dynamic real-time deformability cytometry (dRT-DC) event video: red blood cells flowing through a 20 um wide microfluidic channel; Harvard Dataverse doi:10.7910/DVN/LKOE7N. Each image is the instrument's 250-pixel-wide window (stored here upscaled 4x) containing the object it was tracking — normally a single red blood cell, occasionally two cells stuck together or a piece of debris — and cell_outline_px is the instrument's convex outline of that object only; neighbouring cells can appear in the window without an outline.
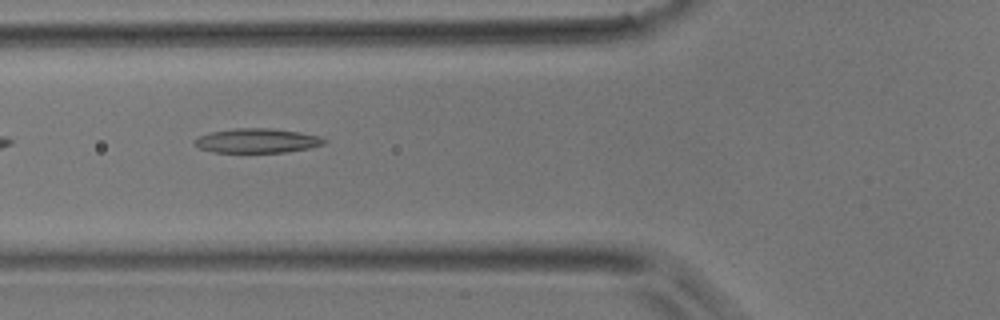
{"species": "common noctule bat (a hibernating species)", "species_latin": "Nyctalus noctula", "temperature_condition": "room temperature", "stored_images_in_passage": 5, "camera_frame_rate_fps": 3000, "um_per_image_px": 0.085, "animal": {"sex": "male", "body_mass_g": 17.9}, "frame": {"image": 1, "passage_image": 3, "time_ms": 0.667, "image_size_px": [1000, 320], "cell_outline_px": [[328, 140], [324, 144], [312, 148], [288, 152], [212, 152], [200, 148], [196, 144], [196, 140], [200, 136], [208, 132], [236, 128], [272, 128], [300, 132], [320, 136]], "centroid_in_image_um": [21.93, 11.95], "position_along_channel_um": 103.9, "area_um2": 18.5}}